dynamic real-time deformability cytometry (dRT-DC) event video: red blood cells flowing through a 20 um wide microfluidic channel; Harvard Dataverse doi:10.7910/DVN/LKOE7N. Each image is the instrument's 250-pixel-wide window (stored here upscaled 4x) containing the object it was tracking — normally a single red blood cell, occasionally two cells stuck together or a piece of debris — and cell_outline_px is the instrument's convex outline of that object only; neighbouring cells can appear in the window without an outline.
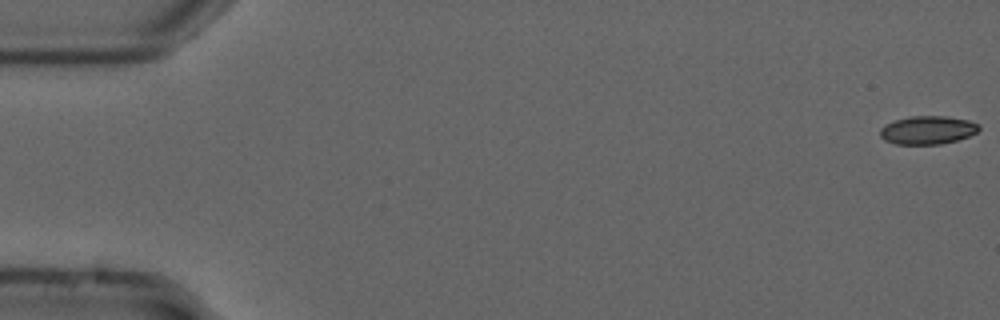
{"species": "common noctule bat (a hibernating species)", "species_latin": "Nyctalus noctula", "temperature_condition": "cold", "stored_images_in_passage": 55, "camera_frame_rate_fps": 3000, "um_per_image_px": 0.085, "animal": {"sex": "male", "forearm_length_mm": 52.5}, "frame": {"image": 1, "passage_image": 1, "time_ms": 0.0, "image_size_px": [1000, 320], "cell_outline_px": [[980, 128], [976, 132], [968, 136], [956, 140], [940, 144], [896, 144], [884, 140], [880, 136], [880, 128], [884, 124], [908, 116], [948, 116], [968, 120], [980, 124]], "centroid_in_image_um": [78.83, 11.05], "position_along_channel_um": 6.2, "area_um2": 16.36}}
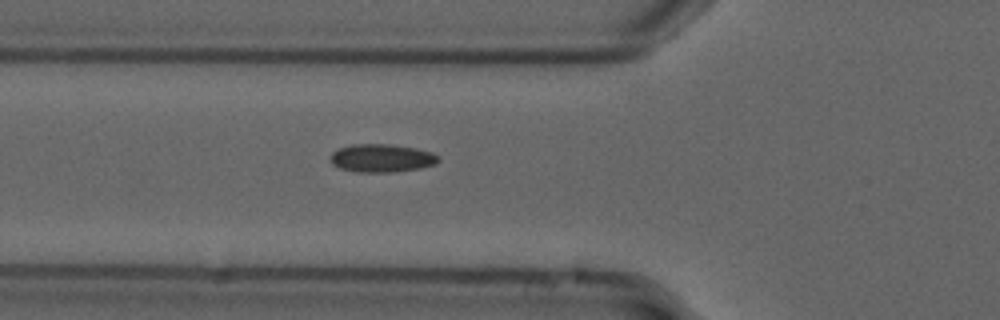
{"frame": {"image": 2, "passage_image": 20, "time_ms": 6.333, "image_size_px": [1000, 320], "cell_outline_px": [[440, 160], [436, 164], [420, 168], [392, 172], [356, 172], [340, 168], [332, 164], [332, 152], [336, 148], [352, 144], [388, 144], [416, 148], [432, 152]], "centroid_in_image_um": [32.43, 13.43], "position_along_channel_um": 93.4, "area_um2": 17.69}}
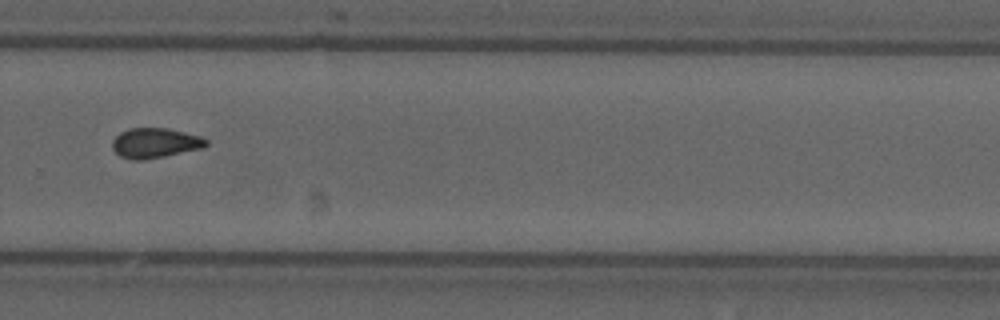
{"frame": {"image": 3, "passage_image": 38, "time_ms": 12.333, "image_size_px": [1000, 320], "cell_outline_px": [[208, 144], [204, 148], [144, 160], [132, 160], [120, 156], [112, 148], [112, 140], [120, 132], [128, 128], [168, 128], [200, 136], [208, 140]], "centroid_in_image_um": [13.18, 12.15], "position_along_channel_um": 316.6, "area_um2": 16.47}, "authors_computed_cell_mechanics": {"area_um2": 16.473, "velocity_mm_per_s": 3.7228, "shape_relaxation_time_tau1_ms": null, "shape_relaxation_time_tau2_ms": 5.0159, "deformation_change_tau1": null, "deformation_change_tau2": 0.105}}